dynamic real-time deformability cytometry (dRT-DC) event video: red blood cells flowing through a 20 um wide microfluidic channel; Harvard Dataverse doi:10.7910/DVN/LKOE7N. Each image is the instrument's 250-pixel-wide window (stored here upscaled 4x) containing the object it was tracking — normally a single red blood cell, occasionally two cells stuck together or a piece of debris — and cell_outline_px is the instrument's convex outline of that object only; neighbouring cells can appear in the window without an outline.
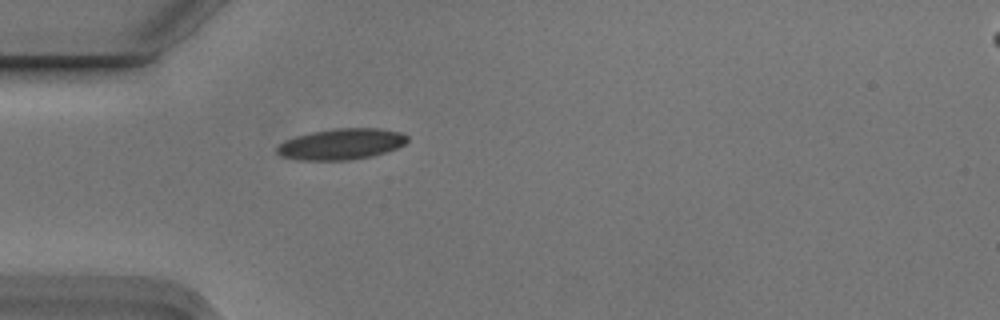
{"species": "Egyptian fruit bat (a non-hibernating species)", "species_latin": "Rousettus aegyptiacus", "temperature_condition": "cold", "stored_images_in_passage": 1, "camera_frame_rate_fps": 3000, "um_per_image_px": 0.085, "animal": {"sex": "male"}, "frame": {"image": 1, "passage_image": 1, "time_ms": 0.0, "image_size_px": [1000, 320], "cell_outline_px": [[408, 140], [404, 144], [396, 148], [372, 156], [348, 160], [296, 160], [280, 156], [276, 152], [276, 148], [284, 140], [296, 136], [312, 132], [336, 128], [376, 128], [400, 132], [408, 136]], "centroid_in_image_um": [28.98, 12.25], "position_along_channel_um": 56.0, "area_um2": 23.52}}